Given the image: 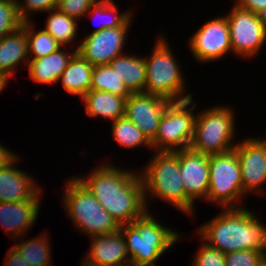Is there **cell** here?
I'll return each mask as SVG.
<instances>
[{"instance_id":"1","label":"cell","mask_w":266,"mask_h":266,"mask_svg":"<svg viewBox=\"0 0 266 266\" xmlns=\"http://www.w3.org/2000/svg\"><path fill=\"white\" fill-rule=\"evenodd\" d=\"M90 174L76 178L98 200L99 204L119 224L131 223L148 210L140 173L106 164Z\"/></svg>"},{"instance_id":"2","label":"cell","mask_w":266,"mask_h":266,"mask_svg":"<svg viewBox=\"0 0 266 266\" xmlns=\"http://www.w3.org/2000/svg\"><path fill=\"white\" fill-rule=\"evenodd\" d=\"M200 238L221 252L255 250L266 254V225L245 207L223 208L197 232Z\"/></svg>"},{"instance_id":"3","label":"cell","mask_w":266,"mask_h":266,"mask_svg":"<svg viewBox=\"0 0 266 266\" xmlns=\"http://www.w3.org/2000/svg\"><path fill=\"white\" fill-rule=\"evenodd\" d=\"M155 153L139 172L143 181L146 207L149 203L147 198L154 197L166 201L186 215H194L195 203L185 194L177 151H156Z\"/></svg>"},{"instance_id":"4","label":"cell","mask_w":266,"mask_h":266,"mask_svg":"<svg viewBox=\"0 0 266 266\" xmlns=\"http://www.w3.org/2000/svg\"><path fill=\"white\" fill-rule=\"evenodd\" d=\"M149 213L120 226L134 266H156L155 261L179 241V233L164 227Z\"/></svg>"},{"instance_id":"5","label":"cell","mask_w":266,"mask_h":266,"mask_svg":"<svg viewBox=\"0 0 266 266\" xmlns=\"http://www.w3.org/2000/svg\"><path fill=\"white\" fill-rule=\"evenodd\" d=\"M64 191L62 200L66 213L81 233L92 237L115 233L120 229L119 224L75 176L68 180Z\"/></svg>"},{"instance_id":"6","label":"cell","mask_w":266,"mask_h":266,"mask_svg":"<svg viewBox=\"0 0 266 266\" xmlns=\"http://www.w3.org/2000/svg\"><path fill=\"white\" fill-rule=\"evenodd\" d=\"M152 54L145 59L146 82L144 93L158 95L171 101H182L193 98L185 94L184 77L173 52L165 37H158Z\"/></svg>"},{"instance_id":"7","label":"cell","mask_w":266,"mask_h":266,"mask_svg":"<svg viewBox=\"0 0 266 266\" xmlns=\"http://www.w3.org/2000/svg\"><path fill=\"white\" fill-rule=\"evenodd\" d=\"M235 115L229 106H216L196 115L194 134L190 149L213 155L231 151L235 138ZM233 138V140H232Z\"/></svg>"},{"instance_id":"8","label":"cell","mask_w":266,"mask_h":266,"mask_svg":"<svg viewBox=\"0 0 266 266\" xmlns=\"http://www.w3.org/2000/svg\"><path fill=\"white\" fill-rule=\"evenodd\" d=\"M243 196L245 197L236 151L232 149L209 155V189L206 200L222 205L223 208H241L238 200Z\"/></svg>"},{"instance_id":"9","label":"cell","mask_w":266,"mask_h":266,"mask_svg":"<svg viewBox=\"0 0 266 266\" xmlns=\"http://www.w3.org/2000/svg\"><path fill=\"white\" fill-rule=\"evenodd\" d=\"M192 98L172 101L160 120L155 139L151 142L154 151H177L190 147L196 114ZM192 103V104H191ZM190 105L192 106L191 108Z\"/></svg>"},{"instance_id":"10","label":"cell","mask_w":266,"mask_h":266,"mask_svg":"<svg viewBox=\"0 0 266 266\" xmlns=\"http://www.w3.org/2000/svg\"><path fill=\"white\" fill-rule=\"evenodd\" d=\"M226 17L232 53L242 58L255 57L266 41V30L258 13L234 3L233 9Z\"/></svg>"},{"instance_id":"11","label":"cell","mask_w":266,"mask_h":266,"mask_svg":"<svg viewBox=\"0 0 266 266\" xmlns=\"http://www.w3.org/2000/svg\"><path fill=\"white\" fill-rule=\"evenodd\" d=\"M132 18L131 16L120 27L90 33L76 47L77 52L92 66L109 64L114 58L123 54L122 49Z\"/></svg>"},{"instance_id":"12","label":"cell","mask_w":266,"mask_h":266,"mask_svg":"<svg viewBox=\"0 0 266 266\" xmlns=\"http://www.w3.org/2000/svg\"><path fill=\"white\" fill-rule=\"evenodd\" d=\"M192 55L199 62H214L232 52L226 16L207 21L189 40Z\"/></svg>"},{"instance_id":"13","label":"cell","mask_w":266,"mask_h":266,"mask_svg":"<svg viewBox=\"0 0 266 266\" xmlns=\"http://www.w3.org/2000/svg\"><path fill=\"white\" fill-rule=\"evenodd\" d=\"M234 150L240 163L243 194H262L266 183V138H245Z\"/></svg>"},{"instance_id":"14","label":"cell","mask_w":266,"mask_h":266,"mask_svg":"<svg viewBox=\"0 0 266 266\" xmlns=\"http://www.w3.org/2000/svg\"><path fill=\"white\" fill-rule=\"evenodd\" d=\"M172 101L158 95L131 93L125 100L124 116L133 122L151 143L166 108Z\"/></svg>"},{"instance_id":"15","label":"cell","mask_w":266,"mask_h":266,"mask_svg":"<svg viewBox=\"0 0 266 266\" xmlns=\"http://www.w3.org/2000/svg\"><path fill=\"white\" fill-rule=\"evenodd\" d=\"M179 170L186 196L193 202L207 199L209 189V155L191 150H177Z\"/></svg>"},{"instance_id":"16","label":"cell","mask_w":266,"mask_h":266,"mask_svg":"<svg viewBox=\"0 0 266 266\" xmlns=\"http://www.w3.org/2000/svg\"><path fill=\"white\" fill-rule=\"evenodd\" d=\"M90 251L82 263L101 264L106 266H125L131 264L126 250L125 237L119 229L115 233L90 237Z\"/></svg>"},{"instance_id":"17","label":"cell","mask_w":266,"mask_h":266,"mask_svg":"<svg viewBox=\"0 0 266 266\" xmlns=\"http://www.w3.org/2000/svg\"><path fill=\"white\" fill-rule=\"evenodd\" d=\"M19 158L0 169V202L25 201L42 195V189L34 183V179L14 166Z\"/></svg>"},{"instance_id":"18","label":"cell","mask_w":266,"mask_h":266,"mask_svg":"<svg viewBox=\"0 0 266 266\" xmlns=\"http://www.w3.org/2000/svg\"><path fill=\"white\" fill-rule=\"evenodd\" d=\"M39 208L40 196L25 201L0 202V225L11 237L19 240L36 223Z\"/></svg>"},{"instance_id":"19","label":"cell","mask_w":266,"mask_h":266,"mask_svg":"<svg viewBox=\"0 0 266 266\" xmlns=\"http://www.w3.org/2000/svg\"><path fill=\"white\" fill-rule=\"evenodd\" d=\"M28 62L27 36L22 26L0 38V74L9 79L15 74L19 63L27 68Z\"/></svg>"},{"instance_id":"20","label":"cell","mask_w":266,"mask_h":266,"mask_svg":"<svg viewBox=\"0 0 266 266\" xmlns=\"http://www.w3.org/2000/svg\"><path fill=\"white\" fill-rule=\"evenodd\" d=\"M76 53V48L70 53L59 48L50 55L29 60L27 67L30 78L42 85L56 83Z\"/></svg>"},{"instance_id":"21","label":"cell","mask_w":266,"mask_h":266,"mask_svg":"<svg viewBox=\"0 0 266 266\" xmlns=\"http://www.w3.org/2000/svg\"><path fill=\"white\" fill-rule=\"evenodd\" d=\"M90 117L117 120L124 116L125 97L105 91L89 90L82 98Z\"/></svg>"},{"instance_id":"22","label":"cell","mask_w":266,"mask_h":266,"mask_svg":"<svg viewBox=\"0 0 266 266\" xmlns=\"http://www.w3.org/2000/svg\"><path fill=\"white\" fill-rule=\"evenodd\" d=\"M109 65L121 77L130 93H142L146 82L145 59L136 55H120L114 58Z\"/></svg>"},{"instance_id":"23","label":"cell","mask_w":266,"mask_h":266,"mask_svg":"<svg viewBox=\"0 0 266 266\" xmlns=\"http://www.w3.org/2000/svg\"><path fill=\"white\" fill-rule=\"evenodd\" d=\"M93 68L94 66L77 52L69 61L58 81L61 80V84L67 93L82 98L91 90Z\"/></svg>"},{"instance_id":"24","label":"cell","mask_w":266,"mask_h":266,"mask_svg":"<svg viewBox=\"0 0 266 266\" xmlns=\"http://www.w3.org/2000/svg\"><path fill=\"white\" fill-rule=\"evenodd\" d=\"M46 20L45 31L48 32L62 47L67 45L77 36V20L59 11L57 8L50 10Z\"/></svg>"},{"instance_id":"25","label":"cell","mask_w":266,"mask_h":266,"mask_svg":"<svg viewBox=\"0 0 266 266\" xmlns=\"http://www.w3.org/2000/svg\"><path fill=\"white\" fill-rule=\"evenodd\" d=\"M46 234L36 236L35 238L28 240L14 239L15 245H13L25 259V261L31 266H52L51 263V250L48 243L49 237ZM23 241V242H22Z\"/></svg>"},{"instance_id":"26","label":"cell","mask_w":266,"mask_h":266,"mask_svg":"<svg viewBox=\"0 0 266 266\" xmlns=\"http://www.w3.org/2000/svg\"><path fill=\"white\" fill-rule=\"evenodd\" d=\"M33 20L22 22L27 36L29 60L41 58L63 48L48 32L44 29L35 31Z\"/></svg>"},{"instance_id":"27","label":"cell","mask_w":266,"mask_h":266,"mask_svg":"<svg viewBox=\"0 0 266 266\" xmlns=\"http://www.w3.org/2000/svg\"><path fill=\"white\" fill-rule=\"evenodd\" d=\"M91 89L109 92L125 98L131 94L125 87L121 77L117 75L109 64L94 66Z\"/></svg>"},{"instance_id":"28","label":"cell","mask_w":266,"mask_h":266,"mask_svg":"<svg viewBox=\"0 0 266 266\" xmlns=\"http://www.w3.org/2000/svg\"><path fill=\"white\" fill-rule=\"evenodd\" d=\"M112 134L114 141L122 147L135 148L146 146L152 148L151 143L142 131L125 116L112 122Z\"/></svg>"},{"instance_id":"29","label":"cell","mask_w":266,"mask_h":266,"mask_svg":"<svg viewBox=\"0 0 266 266\" xmlns=\"http://www.w3.org/2000/svg\"><path fill=\"white\" fill-rule=\"evenodd\" d=\"M118 11V7L114 3L99 1L94 3L86 14H91L95 19L98 17L97 20L100 19L101 24L91 33H96L106 28L120 27L133 16L132 10H127L125 11L126 13L123 12L121 14H119Z\"/></svg>"},{"instance_id":"30","label":"cell","mask_w":266,"mask_h":266,"mask_svg":"<svg viewBox=\"0 0 266 266\" xmlns=\"http://www.w3.org/2000/svg\"><path fill=\"white\" fill-rule=\"evenodd\" d=\"M22 22L16 0H0V38L16 31Z\"/></svg>"},{"instance_id":"31","label":"cell","mask_w":266,"mask_h":266,"mask_svg":"<svg viewBox=\"0 0 266 266\" xmlns=\"http://www.w3.org/2000/svg\"><path fill=\"white\" fill-rule=\"evenodd\" d=\"M225 266H266V254L255 250L228 252Z\"/></svg>"},{"instance_id":"32","label":"cell","mask_w":266,"mask_h":266,"mask_svg":"<svg viewBox=\"0 0 266 266\" xmlns=\"http://www.w3.org/2000/svg\"><path fill=\"white\" fill-rule=\"evenodd\" d=\"M192 261L193 266H225V254L204 241Z\"/></svg>"},{"instance_id":"33","label":"cell","mask_w":266,"mask_h":266,"mask_svg":"<svg viewBox=\"0 0 266 266\" xmlns=\"http://www.w3.org/2000/svg\"><path fill=\"white\" fill-rule=\"evenodd\" d=\"M58 0H16L18 15L23 22L30 21V13L49 12L57 7Z\"/></svg>"},{"instance_id":"34","label":"cell","mask_w":266,"mask_h":266,"mask_svg":"<svg viewBox=\"0 0 266 266\" xmlns=\"http://www.w3.org/2000/svg\"><path fill=\"white\" fill-rule=\"evenodd\" d=\"M98 0H58L57 9L76 19L84 18L90 7Z\"/></svg>"},{"instance_id":"35","label":"cell","mask_w":266,"mask_h":266,"mask_svg":"<svg viewBox=\"0 0 266 266\" xmlns=\"http://www.w3.org/2000/svg\"><path fill=\"white\" fill-rule=\"evenodd\" d=\"M5 257V266H31L14 246L8 250Z\"/></svg>"},{"instance_id":"36","label":"cell","mask_w":266,"mask_h":266,"mask_svg":"<svg viewBox=\"0 0 266 266\" xmlns=\"http://www.w3.org/2000/svg\"><path fill=\"white\" fill-rule=\"evenodd\" d=\"M236 4L246 10L258 13L264 6H266V0H236Z\"/></svg>"},{"instance_id":"37","label":"cell","mask_w":266,"mask_h":266,"mask_svg":"<svg viewBox=\"0 0 266 266\" xmlns=\"http://www.w3.org/2000/svg\"><path fill=\"white\" fill-rule=\"evenodd\" d=\"M17 157L16 153L0 144V169L6 167Z\"/></svg>"},{"instance_id":"38","label":"cell","mask_w":266,"mask_h":266,"mask_svg":"<svg viewBox=\"0 0 266 266\" xmlns=\"http://www.w3.org/2000/svg\"><path fill=\"white\" fill-rule=\"evenodd\" d=\"M258 16L260 21L262 22L265 30H266V6H264L259 12Z\"/></svg>"},{"instance_id":"39","label":"cell","mask_w":266,"mask_h":266,"mask_svg":"<svg viewBox=\"0 0 266 266\" xmlns=\"http://www.w3.org/2000/svg\"><path fill=\"white\" fill-rule=\"evenodd\" d=\"M8 79L6 76L0 74V93L1 91L3 92V90L6 88L5 86L7 85L8 83Z\"/></svg>"},{"instance_id":"40","label":"cell","mask_w":266,"mask_h":266,"mask_svg":"<svg viewBox=\"0 0 266 266\" xmlns=\"http://www.w3.org/2000/svg\"><path fill=\"white\" fill-rule=\"evenodd\" d=\"M80 266H106V265L93 264V263H82Z\"/></svg>"},{"instance_id":"41","label":"cell","mask_w":266,"mask_h":266,"mask_svg":"<svg viewBox=\"0 0 266 266\" xmlns=\"http://www.w3.org/2000/svg\"><path fill=\"white\" fill-rule=\"evenodd\" d=\"M99 2L114 3L113 0H98Z\"/></svg>"}]
</instances>
